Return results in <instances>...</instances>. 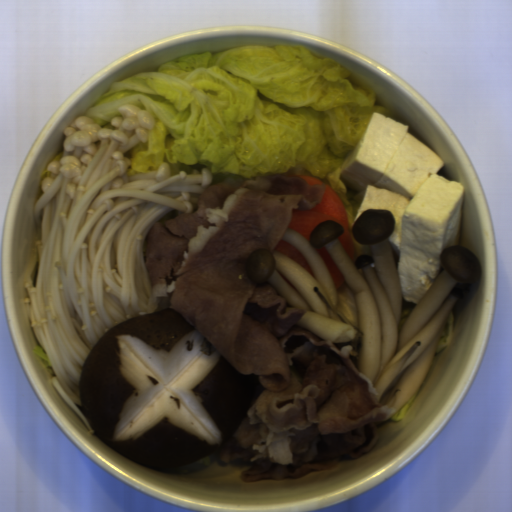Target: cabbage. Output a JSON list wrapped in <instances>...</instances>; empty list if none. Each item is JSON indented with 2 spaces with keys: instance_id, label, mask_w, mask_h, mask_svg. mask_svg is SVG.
I'll use <instances>...</instances> for the list:
<instances>
[{
  "instance_id": "3",
  "label": "cabbage",
  "mask_w": 512,
  "mask_h": 512,
  "mask_svg": "<svg viewBox=\"0 0 512 512\" xmlns=\"http://www.w3.org/2000/svg\"><path fill=\"white\" fill-rule=\"evenodd\" d=\"M455 334V325H454V315L453 311L451 310L449 317L447 319V322L445 324V327L443 329L442 335L440 337L438 346L436 348V355L441 352L446 347L450 346Z\"/></svg>"
},
{
  "instance_id": "6",
  "label": "cabbage",
  "mask_w": 512,
  "mask_h": 512,
  "mask_svg": "<svg viewBox=\"0 0 512 512\" xmlns=\"http://www.w3.org/2000/svg\"><path fill=\"white\" fill-rule=\"evenodd\" d=\"M210 460H211V457L209 455L203 459H200V460L193 462L191 464H188L186 466L175 467V468L179 474L186 473V472H190V471L196 469L199 466H208L210 464Z\"/></svg>"
},
{
  "instance_id": "1",
  "label": "cabbage",
  "mask_w": 512,
  "mask_h": 512,
  "mask_svg": "<svg viewBox=\"0 0 512 512\" xmlns=\"http://www.w3.org/2000/svg\"><path fill=\"white\" fill-rule=\"evenodd\" d=\"M346 65L300 45L239 46L179 57L115 83L85 111L104 127L132 105L148 110L147 140L132 148L135 172L163 162L206 166L211 184L255 175L310 176L342 200L349 227L359 205L342 170L374 113L377 95Z\"/></svg>"
},
{
  "instance_id": "7",
  "label": "cabbage",
  "mask_w": 512,
  "mask_h": 512,
  "mask_svg": "<svg viewBox=\"0 0 512 512\" xmlns=\"http://www.w3.org/2000/svg\"><path fill=\"white\" fill-rule=\"evenodd\" d=\"M416 397H417V391L415 392L413 397L406 404H404L399 410L394 412V414L389 419L391 421H395V422L400 421L406 415L407 411L409 410L410 406L412 405V403L414 402Z\"/></svg>"
},
{
  "instance_id": "2",
  "label": "cabbage",
  "mask_w": 512,
  "mask_h": 512,
  "mask_svg": "<svg viewBox=\"0 0 512 512\" xmlns=\"http://www.w3.org/2000/svg\"><path fill=\"white\" fill-rule=\"evenodd\" d=\"M336 306L341 314L359 329V309L351 286L345 281L336 291Z\"/></svg>"
},
{
  "instance_id": "5",
  "label": "cabbage",
  "mask_w": 512,
  "mask_h": 512,
  "mask_svg": "<svg viewBox=\"0 0 512 512\" xmlns=\"http://www.w3.org/2000/svg\"><path fill=\"white\" fill-rule=\"evenodd\" d=\"M417 305L418 304L407 303L404 299H402L400 312V330L402 329V327L404 326L407 319L409 318V316L411 315V313L413 312Z\"/></svg>"
},
{
  "instance_id": "4",
  "label": "cabbage",
  "mask_w": 512,
  "mask_h": 512,
  "mask_svg": "<svg viewBox=\"0 0 512 512\" xmlns=\"http://www.w3.org/2000/svg\"><path fill=\"white\" fill-rule=\"evenodd\" d=\"M32 353L43 362L45 369L54 375V371H53L52 365L50 363L48 354L44 350V348L41 345L36 344L32 348Z\"/></svg>"
}]
</instances>
